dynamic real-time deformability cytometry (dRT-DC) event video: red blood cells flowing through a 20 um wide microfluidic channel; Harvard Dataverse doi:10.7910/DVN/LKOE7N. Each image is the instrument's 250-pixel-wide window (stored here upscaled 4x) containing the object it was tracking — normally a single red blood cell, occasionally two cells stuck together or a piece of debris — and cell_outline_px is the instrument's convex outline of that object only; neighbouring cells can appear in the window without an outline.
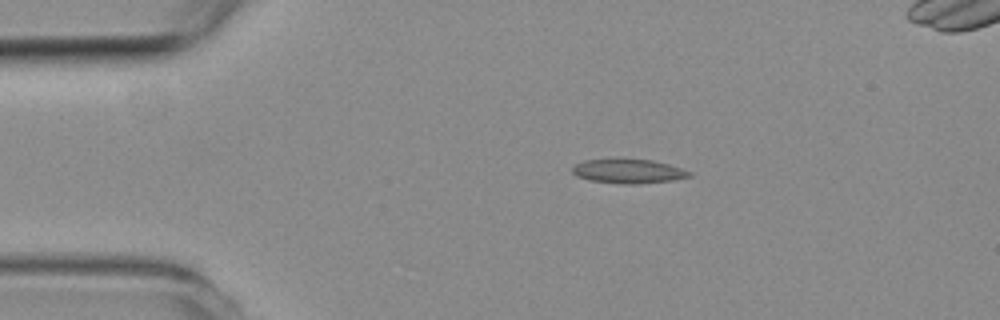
{"species": "common noctule bat (a hibernating species)", "species_latin": "Nyctalus noctula", "temperature_condition": "room temperature", "stored_images_in_passage": 4, "camera_frame_rate_fps": 3000, "um_per_image_px": 0.085, "animal": {"sex": "female", "body_mass_g": 19.3, "forearm_length_mm": 54.1}, "frame": {"image": 1, "passage_image": 2, "time_ms": 1.0, "image_size_px": [1000, 320], "cell_outline_px": [[692, 176], [672, 180], [640, 184], [624, 184], [592, 180], [576, 176], [572, 172], [572, 168], [576, 164], [584, 160], [620, 156], [624, 156], [652, 160], [668, 164], [692, 172]], "centroid_in_image_um": [53.39, 14.5], "position_along_channel_um": 31.6, "area_um2": 17.17}}